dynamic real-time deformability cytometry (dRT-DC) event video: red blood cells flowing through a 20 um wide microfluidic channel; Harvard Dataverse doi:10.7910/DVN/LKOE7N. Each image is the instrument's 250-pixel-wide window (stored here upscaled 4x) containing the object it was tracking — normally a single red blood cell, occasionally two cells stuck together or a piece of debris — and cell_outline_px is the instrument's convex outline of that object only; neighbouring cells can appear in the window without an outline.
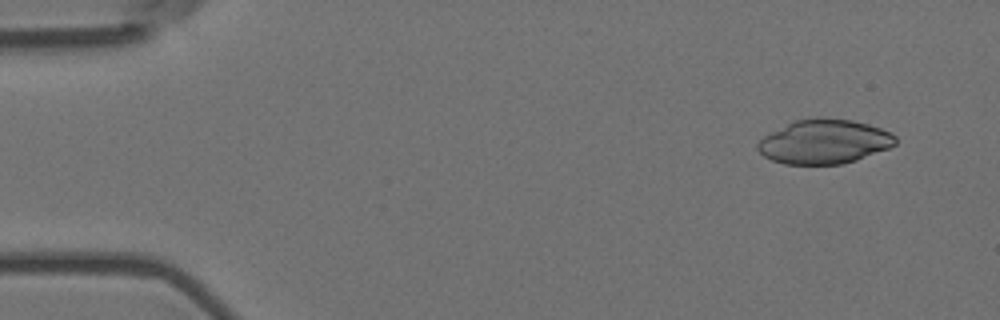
{"species": "Egyptian fruit bat (a non-hibernating species)", "species_latin": "Rousettus aegyptiacus", "temperature_condition": "room temperature", "stored_images_in_passage": 4, "camera_frame_rate_fps": 3000, "um_per_image_px": 0.085, "animal": {"sex": "female"}, "frame": {"image": 1, "passage_image": 1, "time_ms": 0.0, "image_size_px": [1000, 320], "cell_outline_px": [[896, 144], [888, 148], [856, 160], [840, 164], [784, 164], [772, 160], [764, 156], [756, 148], [756, 144], [764, 136], [796, 120], [852, 120], [868, 124], [880, 128], [896, 136]], "centroid_in_image_um": [70.06, 12.08], "position_along_channel_um": 14.9, "area_um2": 34.56}}